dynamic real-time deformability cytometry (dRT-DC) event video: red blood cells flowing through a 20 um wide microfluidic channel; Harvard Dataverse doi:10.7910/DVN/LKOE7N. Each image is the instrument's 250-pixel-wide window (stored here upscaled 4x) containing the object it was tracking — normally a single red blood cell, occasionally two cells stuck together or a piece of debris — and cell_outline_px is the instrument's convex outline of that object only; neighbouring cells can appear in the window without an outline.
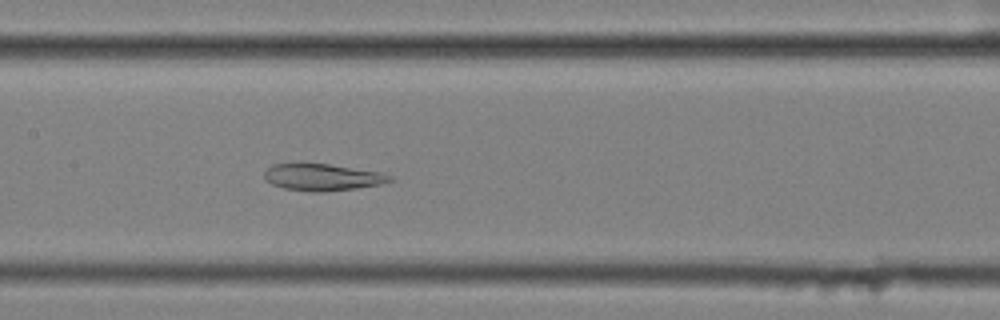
{"species": "common noctule bat (a hibernating species)", "species_latin": "Nyctalus noctula", "temperature_condition": "cold", "stored_images_in_passage": 39, "camera_frame_rate_fps": 3000, "um_per_image_px": 0.085, "animal": {"sex": "female", "body_mass_g": 25.1}, "frame": {"image": 1, "passage_image": 10, "time_ms": 3.0, "image_size_px": [1000, 320], "cell_outline_px": [[396, 180], [380, 184], [356, 188], [324, 192], [312, 192], [284, 188], [272, 184], [264, 176], [264, 172], [272, 164], [328, 164], [380, 172], [392, 176]], "centroid_in_image_um": [27.44, 15.07], "position_along_channel_um": 180.0, "area_um2": 19.42}}
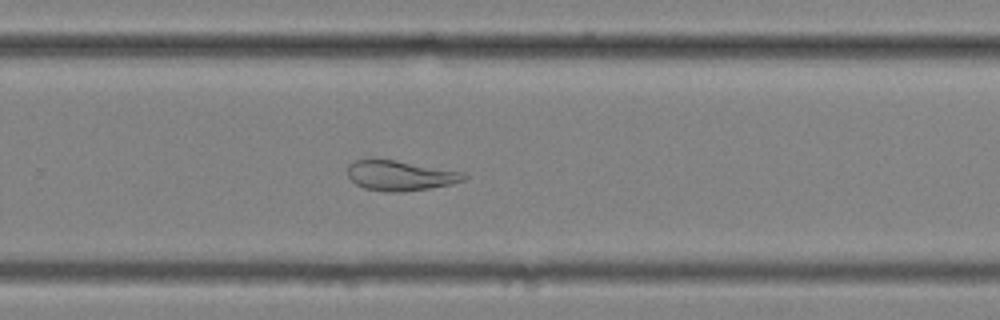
{"frame": {"image": 2, "passage_image": 20, "time_ms": 6.333, "image_size_px": [1000, 320], "cell_outline_px": [[468, 176], [464, 180], [452, 184], [404, 192], [388, 192], [364, 188], [356, 184], [348, 176], [348, 164], [356, 160], [396, 160], [464, 172]], "centroid_in_image_um": [34.04, 14.93], "position_along_channel_um": 295.8, "area_um2": 20.23}}
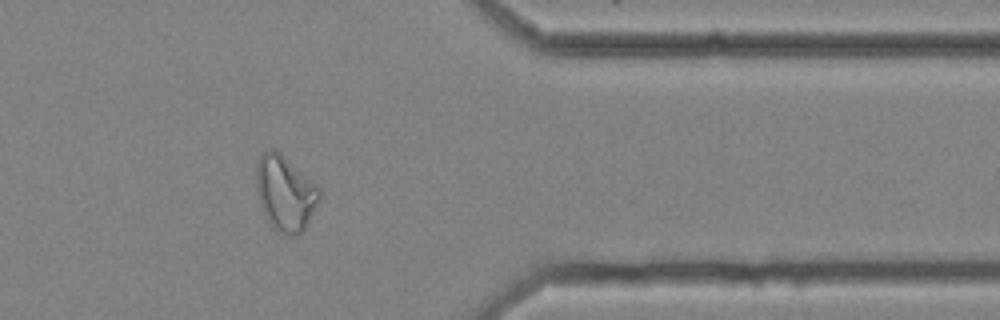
{"frame": {"image": 3, "passage_image": 29, "time_ms": 9.333, "image_size_px": [1000, 320], "cell_outline_px": [[320, 196], [304, 228], [300, 232], [292, 236], [288, 236], [276, 232], [268, 220], [260, 204], [256, 188], [256, 164], [260, 156], [264, 152], [272, 148], [276, 148], [316, 184], [320, 188]], "centroid_in_image_um": [24.21, 16.39], "position_along_channel_um": 387.2, "area_um2": 27.4}}